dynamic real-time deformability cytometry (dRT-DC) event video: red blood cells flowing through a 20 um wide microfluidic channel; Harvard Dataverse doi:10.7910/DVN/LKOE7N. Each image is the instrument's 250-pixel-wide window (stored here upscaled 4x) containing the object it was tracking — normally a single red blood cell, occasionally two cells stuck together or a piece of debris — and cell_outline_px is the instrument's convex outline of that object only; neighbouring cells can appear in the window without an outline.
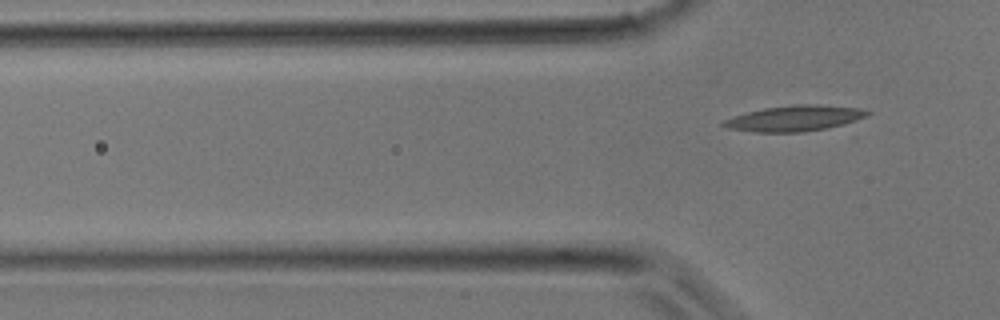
{"species": "common noctule bat (a hibernating species)", "species_latin": "Nyctalus noctula", "temperature_condition": "room temperature", "stored_images_in_passage": 5, "camera_frame_rate_fps": 3000, "um_per_image_px": 0.085, "animal": {"sex": "male", "body_mass_g": 17.9}, "frame": {"image": 1, "passage_image": 5, "time_ms": 1.333, "image_size_px": [1000, 320], "cell_outline_px": [[872, 112], [868, 116], [844, 124], [804, 132], [752, 132], [728, 128], [720, 124], [724, 120], [732, 116], [764, 108], [792, 104], [816, 104], [860, 108]], "centroid_in_image_um": [67.53, 10.05], "position_along_channel_um": 58.3, "area_um2": 21.56}}